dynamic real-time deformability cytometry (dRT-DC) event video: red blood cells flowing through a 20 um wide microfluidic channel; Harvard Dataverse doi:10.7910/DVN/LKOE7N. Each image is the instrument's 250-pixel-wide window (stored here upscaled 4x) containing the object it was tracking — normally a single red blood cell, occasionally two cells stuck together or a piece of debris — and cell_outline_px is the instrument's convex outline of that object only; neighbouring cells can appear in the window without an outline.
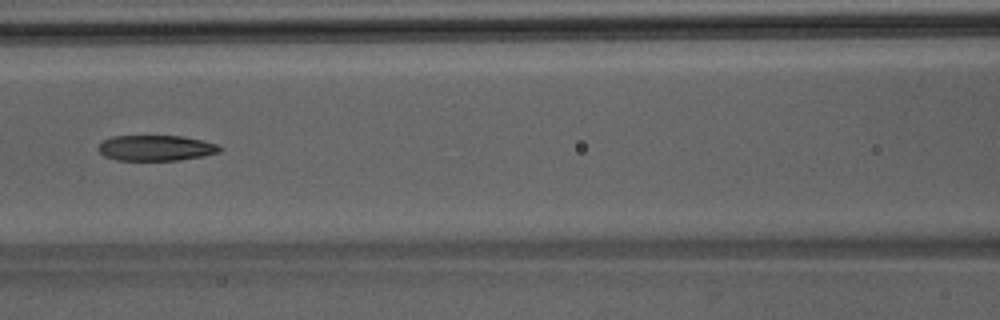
{"species": "Egyptian fruit bat (a non-hibernating species)", "species_latin": "Rousettus aegyptiacus", "temperature_condition": "room temperature", "stored_images_in_passage": 33, "camera_frame_rate_fps": 3000, "um_per_image_px": 0.085, "animal": {"sex": "male"}, "frame": {"image": 1, "passage_image": 7, "time_ms": 2.0, "image_size_px": [1000, 320], "cell_outline_px": [[224, 148], [220, 152], [204, 156], [176, 160], [116, 160], [104, 156], [100, 152], [100, 144], [104, 140], [112, 136], [180, 136], [200, 140], [216, 144]], "centroid_in_image_um": [13.27, 12.58], "position_along_channel_um": 153.3, "area_um2": 17.92}}
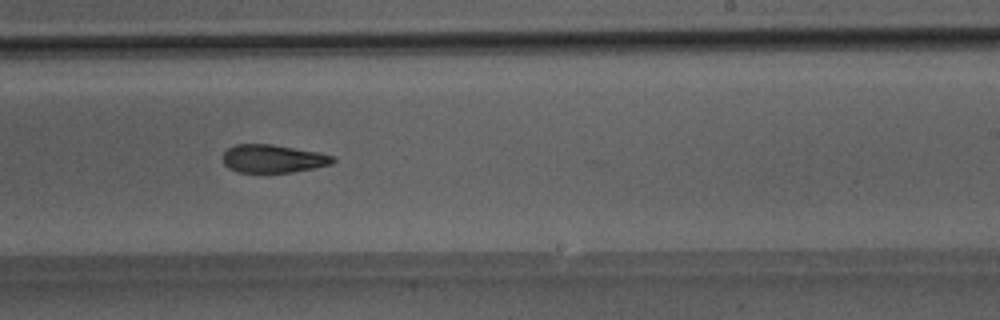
{"frame": {"image": 2, "passage_image": 15, "time_ms": 4.667, "image_size_px": [1000, 320], "cell_outline_px": [[336, 160], [328, 164], [312, 168], [292, 172], [236, 172], [228, 168], [224, 164], [224, 152], [228, 148], [236, 144], [272, 144], [316, 152], [336, 156]], "centroid_in_image_um": [23.18, 13.48], "position_along_channel_um": 265.8, "area_um2": 17.8}}
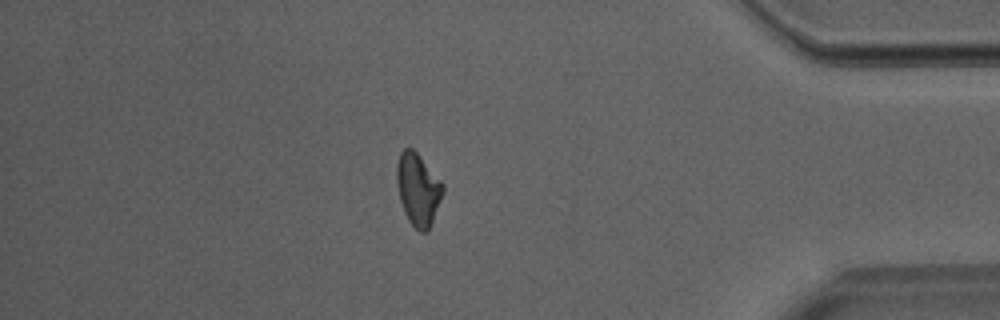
{"frame": {"image": 3, "passage_image": 27, "time_ms": 8.667, "image_size_px": [1000, 320], "cell_outline_px": [[444, 192], [428, 232], [420, 232], [408, 220], [404, 212], [400, 200], [396, 180], [396, 164], [400, 152], [404, 148], [412, 148], [420, 156], [444, 184]], "centroid_in_image_um": [35.53, 16.09], "position_along_channel_um": 399.7, "area_um2": 19.48}}